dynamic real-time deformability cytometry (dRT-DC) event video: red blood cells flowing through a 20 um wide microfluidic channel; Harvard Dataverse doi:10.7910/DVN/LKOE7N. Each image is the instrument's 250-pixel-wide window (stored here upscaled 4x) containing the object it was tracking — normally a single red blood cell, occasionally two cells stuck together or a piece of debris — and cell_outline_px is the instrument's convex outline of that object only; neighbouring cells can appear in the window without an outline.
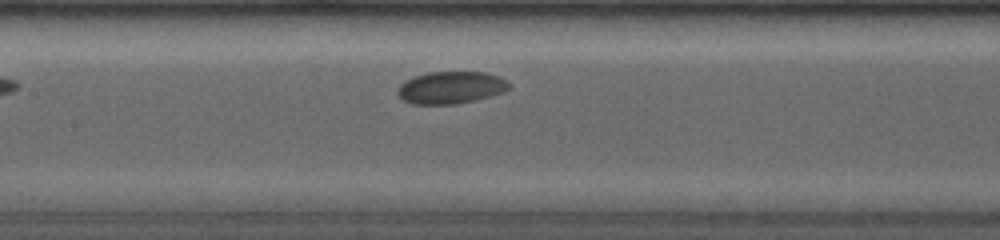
{"species": "common noctule bat (a hibernating species)", "species_latin": "Nyctalus noctula", "temperature_condition": "room temperature", "stored_images_in_passage": 5, "camera_frame_rate_fps": 4000, "um_per_image_px": 0.085, "animal": {"sex": "female", "body_mass_g": 19.0, "forearm_length_mm": 53.3}, "frame": {"image": 1, "passage_image": 5, "time_ms": 3.75, "image_size_px": [1000, 240], "cell_outline_px": [[512, 88], [504, 92], [476, 100], [456, 104], [412, 104], [404, 100], [396, 92], [396, 88], [400, 84], [412, 76], [428, 72], [488, 72], [500, 76], [508, 80], [512, 84]], "centroid_in_image_um": [38.37, 7.43], "position_along_channel_um": 169.0, "area_um2": 21.39}}